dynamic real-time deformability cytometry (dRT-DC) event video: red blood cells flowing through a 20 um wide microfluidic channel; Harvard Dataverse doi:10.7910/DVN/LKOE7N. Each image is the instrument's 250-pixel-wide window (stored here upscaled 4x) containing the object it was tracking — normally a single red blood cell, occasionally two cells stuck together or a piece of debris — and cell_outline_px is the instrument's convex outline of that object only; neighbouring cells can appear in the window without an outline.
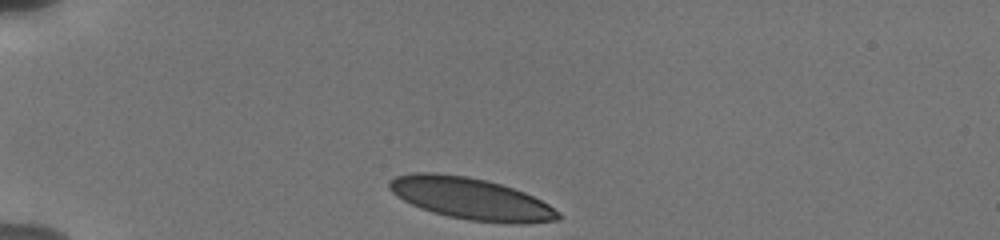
{"species": "human", "species_latin": "Homo sapiens", "temperature_condition": "cold", "stored_images_in_passage": 14, "camera_frame_rate_fps": 3000, "um_per_image_px": 0.085, "donor": {"sex": "male"}, "frame": {"image": 1, "passage_image": 1, "time_ms": 0.0, "image_size_px": [1000, 240], "cell_outline_px": [[560, 220], [528, 224], [504, 224], [468, 220], [448, 216], [432, 212], [420, 208], [396, 196], [388, 188], [388, 184], [396, 176], [412, 172], [436, 172], [468, 176], [500, 184], [524, 192], [548, 204], [560, 212]], "centroid_in_image_um": [40.04, 16.9], "position_along_channel_um": 45.0, "area_um2": 41.33}}
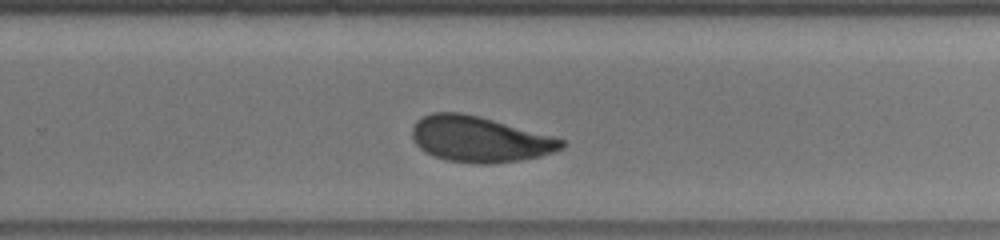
{"frame": {"image": 2, "passage_image": 14, "time_ms": 7.667, "image_size_px": [1000, 240], "cell_outline_px": [[564, 148], [556, 152], [540, 156], [520, 160], [492, 164], [480, 164], [444, 160], [432, 156], [424, 152], [416, 144], [412, 136], [412, 128], [424, 116], [432, 112], [460, 112], [480, 116], [552, 136], [564, 140]], "centroid_in_image_um": [40.77, 11.85], "position_along_channel_um": 289.0, "area_um2": 39.82}}